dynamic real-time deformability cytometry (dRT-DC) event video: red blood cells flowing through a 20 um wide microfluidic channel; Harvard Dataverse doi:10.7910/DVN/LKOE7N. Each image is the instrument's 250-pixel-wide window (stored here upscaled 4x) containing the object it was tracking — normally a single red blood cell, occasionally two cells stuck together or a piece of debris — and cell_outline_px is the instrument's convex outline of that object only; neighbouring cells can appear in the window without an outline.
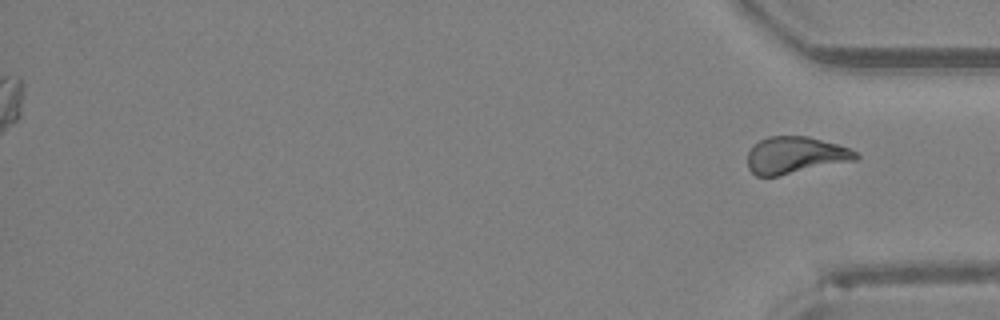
{"species": "Egyptian fruit bat (a non-hibernating species)", "species_latin": "Rousettus aegyptiacus", "temperature_condition": "room temperature", "stored_images_in_passage": 37, "segment_of_instrument_passage": [2, 2], "camera_frame_rate_fps": 3000, "um_per_image_px": 0.085, "animal": {"sex": "female"}, "frame": {"image": 1, "passage_image": 37, "time_ms": 12.0, "image_size_px": [1000, 320], "cell_outline_px": [[860, 156], [856, 160], [780, 176], [756, 176], [748, 168], [748, 152], [752, 144], [768, 136], [808, 136], [836, 144], [848, 148], [856, 152]], "centroid_in_image_um": [67.57, 13.19], "position_along_channel_um": 367.6, "area_um2": 23.41}}